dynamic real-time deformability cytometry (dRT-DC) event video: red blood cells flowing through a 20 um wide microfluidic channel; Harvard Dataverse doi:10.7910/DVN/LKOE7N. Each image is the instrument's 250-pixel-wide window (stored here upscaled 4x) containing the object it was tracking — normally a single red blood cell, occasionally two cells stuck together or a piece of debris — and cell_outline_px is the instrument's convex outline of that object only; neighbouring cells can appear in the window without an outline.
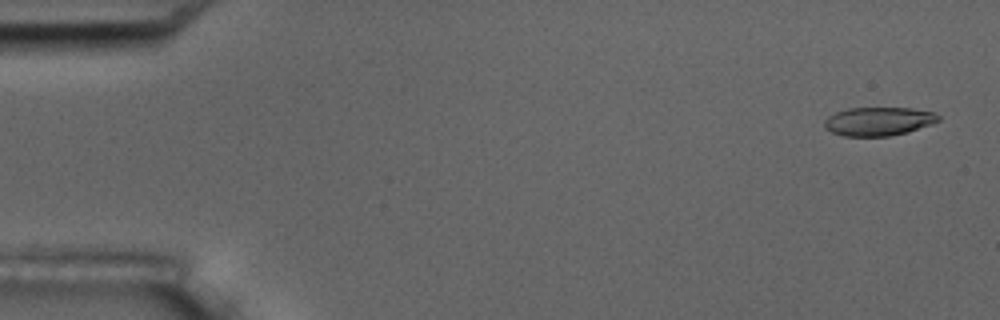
{"species": "common noctule bat (a hibernating species)", "species_latin": "Nyctalus noctula", "temperature_condition": "room temperature", "stored_images_in_passage": 5, "camera_frame_rate_fps": 3000, "um_per_image_px": 0.085, "animal": {"sex": "male", "body_mass_g": 17.5, "forearm_length_mm": 52.3}, "frame": {"image": 1, "passage_image": 1, "time_ms": 0.0, "image_size_px": [1000, 320], "cell_outline_px": [[940, 120], [932, 124], [908, 132], [892, 136], [844, 136], [832, 132], [824, 128], [824, 120], [828, 116], [836, 112], [848, 108], [912, 108], [936, 112], [940, 116]], "centroid_in_image_um": [74.7, 10.31], "position_along_channel_um": 10.3, "area_um2": 19.19}}
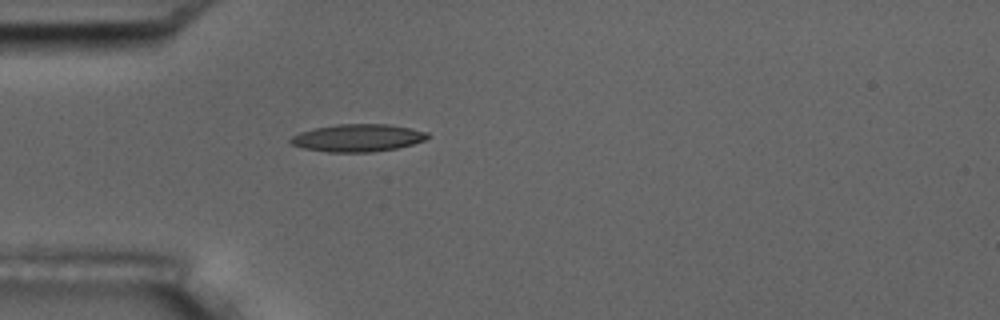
{"frame": {"image": 2, "passage_image": 5, "time_ms": 4.667, "image_size_px": [1000, 320], "cell_outline_px": [[428, 136], [424, 140], [412, 144], [396, 148], [372, 152], [328, 152], [304, 148], [292, 144], [288, 140], [292, 136], [300, 132], [316, 128], [336, 124], [388, 124], [412, 128], [428, 132]], "centroid_in_image_um": [30.41, 11.71], "position_along_channel_um": 54.6, "area_um2": 21.85}}